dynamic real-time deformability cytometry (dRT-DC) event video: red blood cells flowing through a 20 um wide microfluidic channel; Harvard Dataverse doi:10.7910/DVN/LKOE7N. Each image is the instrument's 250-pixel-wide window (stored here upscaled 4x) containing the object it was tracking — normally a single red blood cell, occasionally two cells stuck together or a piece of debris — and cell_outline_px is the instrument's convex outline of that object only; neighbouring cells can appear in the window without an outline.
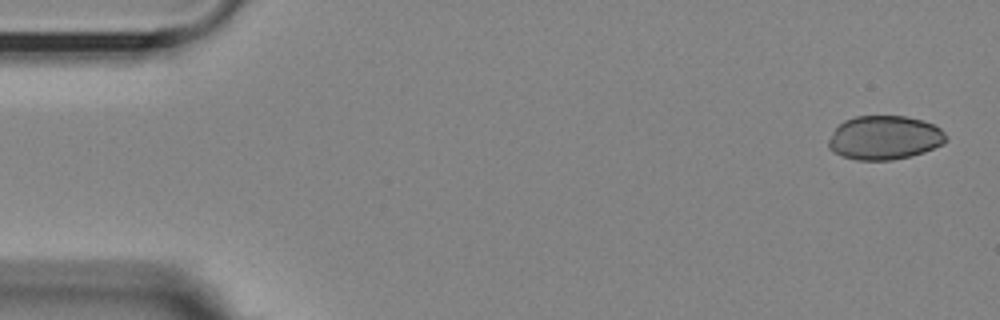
{"species": "Egyptian fruit bat (a non-hibernating species)", "species_latin": "Rousettus aegyptiacus", "temperature_condition": "room temperature", "stored_images_in_passage": 9, "camera_frame_rate_fps": 3000, "um_per_image_px": 0.085, "animal": {"sex": "female"}, "frame": {"image": 1, "passage_image": 1, "time_ms": 0.0, "image_size_px": [1000, 320], "cell_outline_px": [[948, 140], [944, 144], [924, 152], [912, 156], [892, 160], [856, 160], [832, 152], [828, 148], [828, 140], [836, 128], [844, 120], [856, 116], [904, 116], [924, 120], [940, 128], [948, 136]], "centroid_in_image_um": [75.21, 11.71], "position_along_channel_um": 9.8, "area_um2": 30.29}}